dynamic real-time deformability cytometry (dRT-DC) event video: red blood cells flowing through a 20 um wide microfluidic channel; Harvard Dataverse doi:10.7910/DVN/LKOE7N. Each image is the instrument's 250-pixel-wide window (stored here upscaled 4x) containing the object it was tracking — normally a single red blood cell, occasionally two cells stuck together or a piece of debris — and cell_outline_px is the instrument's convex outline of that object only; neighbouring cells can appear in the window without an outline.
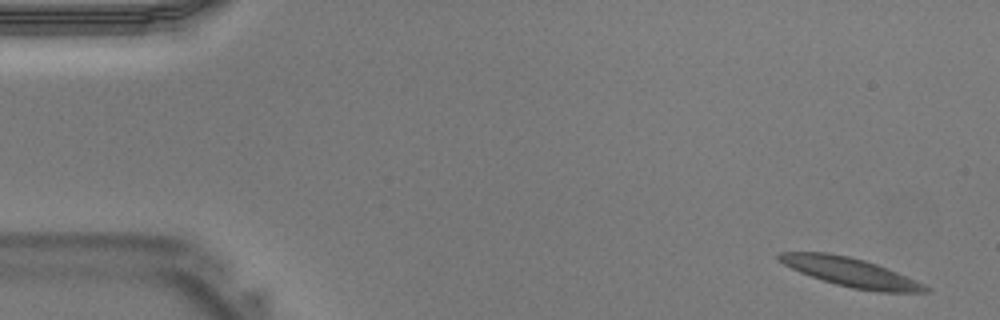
{"species": "Egyptian fruit bat (a non-hibernating species)", "species_latin": "Rousettus aegyptiacus", "temperature_condition": "warm", "stored_images_in_passage": 41, "camera_frame_rate_fps": 3000, "um_per_image_px": 0.085, "animal": {"sex": "male"}, "frame": {"image": 1, "passage_image": 2, "time_ms": 0.333, "image_size_px": [1000, 320], "cell_outline_px": [[928, 292], [880, 292], [852, 288], [836, 284], [800, 272], [784, 264], [776, 256], [776, 252], [828, 252], [848, 256], [864, 260], [888, 268], [916, 280], [924, 284], [928, 288]], "centroid_in_image_um": [72.3, 23.13], "position_along_channel_um": 12.7, "area_um2": 24.33}}
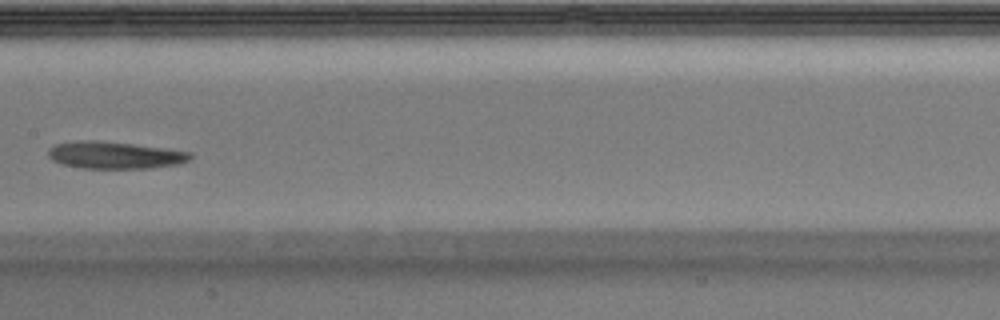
{"frame": {"image": 2, "passage_image": 21, "time_ms": 6.667, "image_size_px": [1000, 320], "cell_outline_px": [[192, 156], [188, 160], [176, 164], [148, 168], [84, 168], [64, 164], [52, 160], [48, 156], [48, 148], [56, 144], [76, 140], [96, 140], [132, 144], [164, 148], [192, 152]], "centroid_in_image_um": [9.72, 13.17], "position_along_channel_um": 197.7, "area_um2": 22.25}}
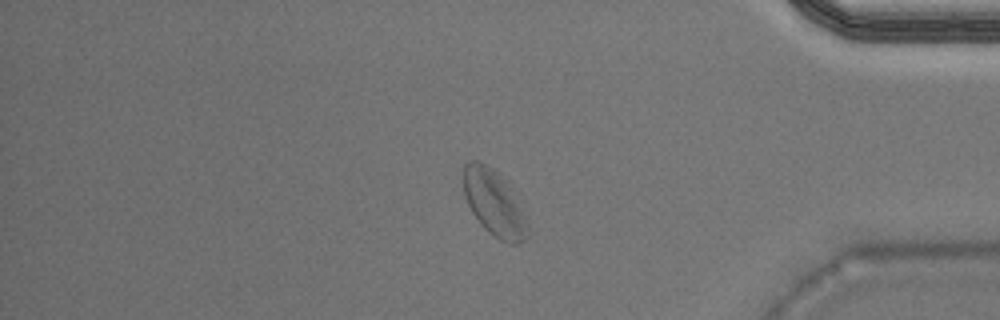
{"frame": {"image": 3, "passage_image": 35, "time_ms": 11.333, "image_size_px": [1000, 320], "cell_outline_px": [[528, 228], [524, 240], [516, 244], [508, 244], [500, 240], [488, 232], [480, 224], [472, 212], [464, 196], [464, 164], [468, 160], [476, 160], [492, 168], [508, 180], [516, 188], [528, 220]], "centroid_in_image_um": [42.06, 17.24], "position_along_channel_um": 393.1, "area_um2": 25.55}}